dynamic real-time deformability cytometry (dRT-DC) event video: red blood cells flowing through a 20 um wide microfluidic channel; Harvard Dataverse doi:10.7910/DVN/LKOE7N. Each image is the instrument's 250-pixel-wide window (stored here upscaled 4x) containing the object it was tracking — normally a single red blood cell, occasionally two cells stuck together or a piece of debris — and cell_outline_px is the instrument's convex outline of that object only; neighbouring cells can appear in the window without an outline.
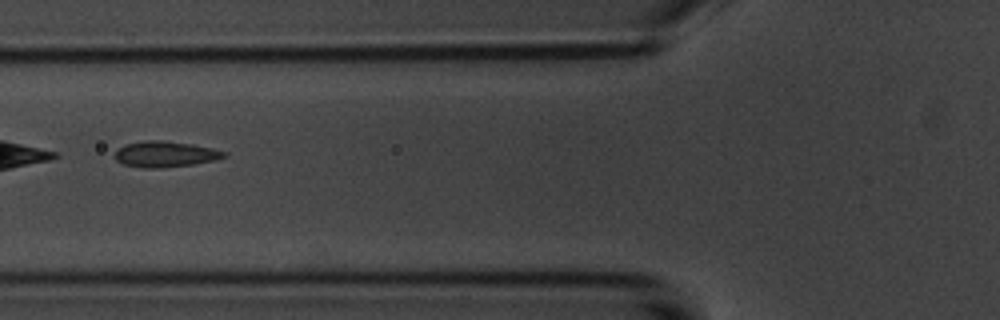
{"species": "common noctule bat (a hibernating species)", "species_latin": "Nyctalus noctula", "temperature_condition": "room temperature", "stored_images_in_passage": 6, "camera_frame_rate_fps": 3000, "um_per_image_px": 0.085, "animal": {"sex": "male", "body_mass_g": 20.1, "forearm_length_mm": 53.5}, "frame": {"image": 1, "passage_image": 3, "time_ms": 2.333, "image_size_px": [1000, 320], "cell_outline_px": [[228, 156], [216, 160], [196, 164], [164, 168], [144, 168], [124, 164], [116, 160], [116, 148], [124, 144], [144, 140], [164, 140], [192, 144], [212, 148], [228, 152]], "centroid_in_image_um": [14.08, 13.1], "position_along_channel_um": 111.7, "area_um2": 16.76}}
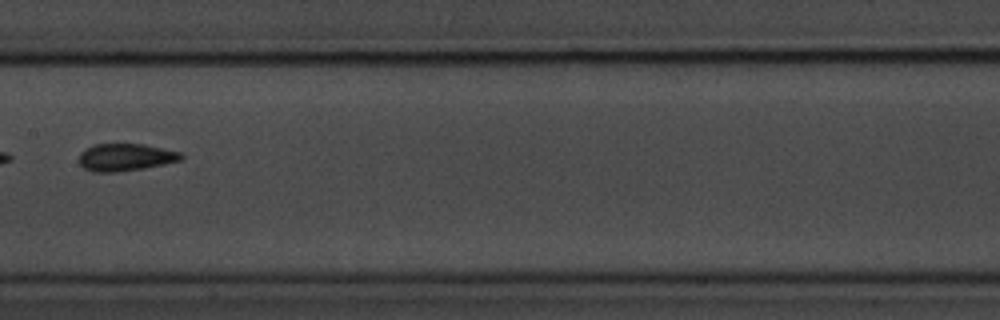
{"frame": {"image": 2, "passage_image": 5, "time_ms": 4.667, "image_size_px": [1000, 320], "cell_outline_px": [[184, 156], [180, 160], [164, 164], [144, 168], [116, 172], [92, 172], [84, 168], [80, 164], [80, 152], [92, 144], [144, 144], [180, 152]], "centroid_in_image_um": [10.65, 13.36], "position_along_channel_um": 196.8, "area_um2": 16.24}}
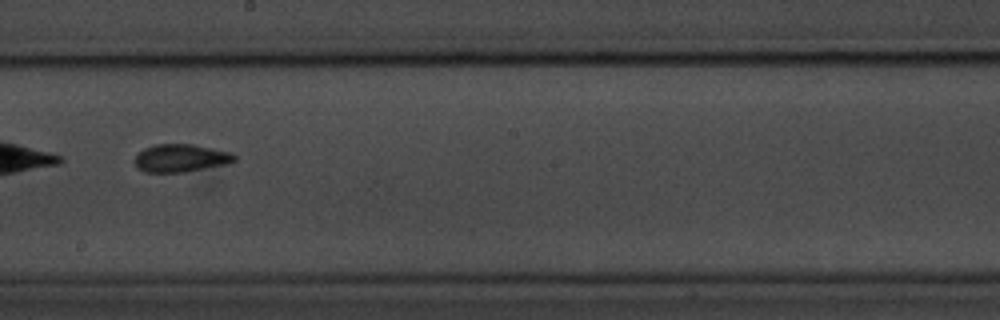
{"frame": {"image": 3, "passage_image": 6, "time_ms": 5.667, "image_size_px": [1000, 320], "cell_outline_px": [[236, 160], [228, 164], [184, 172], [144, 172], [136, 168], [132, 160], [144, 148], [156, 144], [192, 144], [232, 152], [236, 156]], "centroid_in_image_um": [15.35, 13.44], "position_along_channel_um": 232.8, "area_um2": 16.36}}